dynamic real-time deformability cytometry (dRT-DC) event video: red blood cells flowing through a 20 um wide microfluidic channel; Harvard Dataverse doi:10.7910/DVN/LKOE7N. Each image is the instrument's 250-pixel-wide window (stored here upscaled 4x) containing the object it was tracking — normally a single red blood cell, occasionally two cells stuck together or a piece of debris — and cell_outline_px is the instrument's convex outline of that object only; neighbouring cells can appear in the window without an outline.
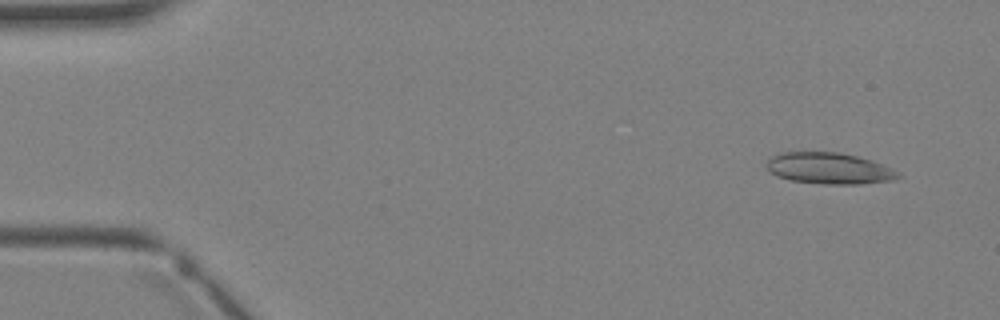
{"species": "Egyptian fruit bat (a non-hibernating species)", "species_latin": "Rousettus aegyptiacus", "temperature_condition": "warm", "stored_images_in_passage": 4, "camera_frame_rate_fps": 3000, "um_per_image_px": 0.085, "animal": {"sex": "female"}, "frame": {"image": 1, "passage_image": 4, "time_ms": 4.667, "image_size_px": [1000, 320], "cell_outline_px": [[904, 176], [896, 180], [860, 184], [824, 184], [788, 180], [776, 176], [764, 164], [772, 156], [780, 152], [840, 152], [872, 160], [892, 168], [900, 172]], "centroid_in_image_um": [70.52, 14.31], "position_along_channel_um": 14.5, "area_um2": 24.33}}